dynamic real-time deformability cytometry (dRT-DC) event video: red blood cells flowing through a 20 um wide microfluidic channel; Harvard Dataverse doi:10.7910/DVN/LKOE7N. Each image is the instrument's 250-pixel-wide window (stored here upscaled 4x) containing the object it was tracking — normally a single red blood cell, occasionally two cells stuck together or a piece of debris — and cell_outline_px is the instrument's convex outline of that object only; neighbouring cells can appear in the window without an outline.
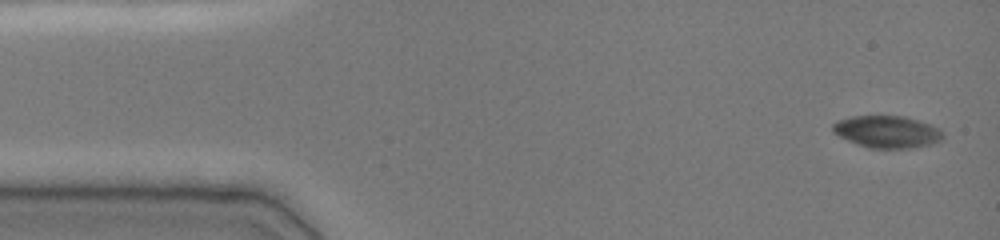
{"species": "common noctule bat (a hibernating species)", "species_latin": "Nyctalus noctula", "temperature_condition": "cold", "stored_images_in_passage": 48, "camera_frame_rate_fps": 3000, "um_per_image_px": 0.085, "animal": {"sex": "female", "body_mass_g": 19.0, "forearm_length_mm": 51.5}, "frame": {"image": 1, "passage_image": 1, "time_ms": 0.0, "image_size_px": [1000, 240], "cell_outline_px": [[944, 136], [940, 140], [932, 144], [908, 148], [868, 148], [848, 140], [832, 132], [832, 124], [836, 120], [852, 116], [904, 116], [940, 128], [944, 132]], "centroid_in_image_um": [75.39, 11.2], "position_along_channel_um": 9.6, "area_um2": 20.58}}
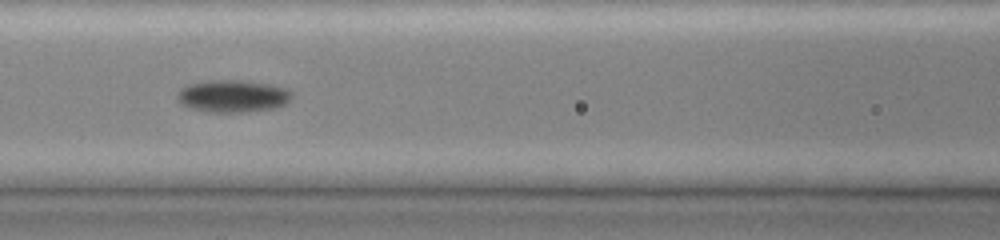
{"frame": {"image": 2, "passage_image": 20, "time_ms": 6.333, "image_size_px": [1000, 240], "cell_outline_px": [[292, 96], [284, 104], [272, 108], [244, 112], [208, 112], [192, 108], [180, 104], [176, 100], [176, 96], [180, 88], [188, 84], [208, 80], [244, 80], [272, 84], [288, 88], [292, 92]], "centroid_in_image_um": [19.76, 8.15], "position_along_channel_um": 146.8, "area_um2": 21.79}}
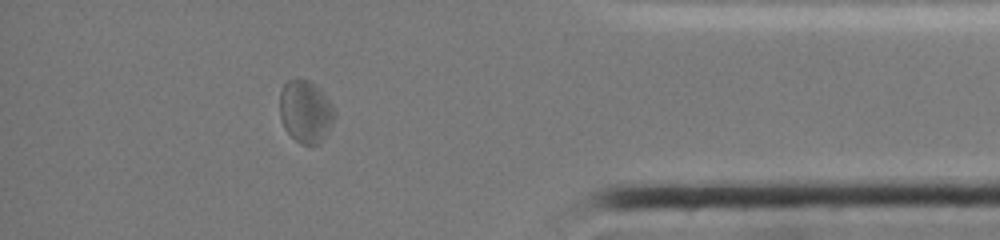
{"frame": {"image": 3, "passage_image": 42, "time_ms": 13.667, "image_size_px": [1000, 240], "cell_outline_px": [[336, 116], [320, 144], [300, 144], [284, 128], [280, 120], [280, 92], [284, 84], [288, 80], [308, 80], [320, 88], [324, 92], [332, 104], [336, 112]], "centroid_in_image_um": [25.98, 9.48], "position_along_channel_um": 409.2, "area_um2": 20.0}, "authors_computed_cell_mechanics": {"area_um2": 20.519, "velocity_mm_per_s": 3.853, "shape_relaxation_time_tau1_ms": null, "shape_relaxation_time_tau2_ms": 9.1446, "deformation_change_tau1": null, "deformation_change_tau2": 0.0893}}